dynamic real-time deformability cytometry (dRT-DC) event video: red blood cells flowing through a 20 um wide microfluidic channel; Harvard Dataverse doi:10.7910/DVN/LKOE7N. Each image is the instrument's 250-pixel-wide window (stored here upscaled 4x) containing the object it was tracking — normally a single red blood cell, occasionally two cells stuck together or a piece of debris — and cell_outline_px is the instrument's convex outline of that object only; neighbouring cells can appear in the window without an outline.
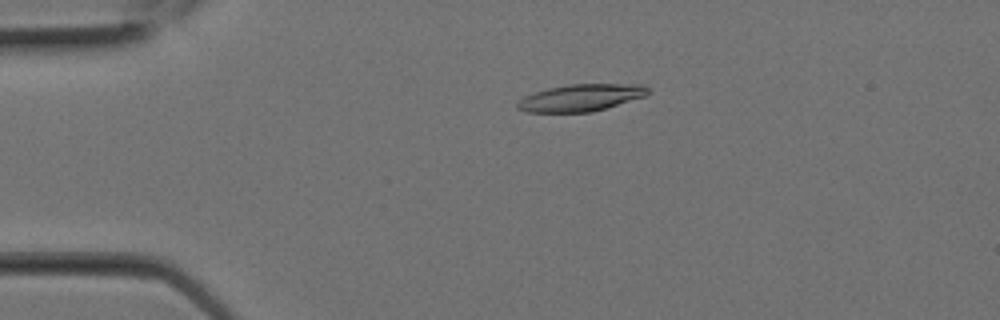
{"species": "Egyptian fruit bat (a non-hibernating species)", "species_latin": "Rousettus aegyptiacus", "temperature_condition": "room temperature", "stored_images_in_passage": 3, "camera_frame_rate_fps": 3000, "um_per_image_px": 0.085, "animal": {"sex": "female"}, "frame": {"image": 1, "passage_image": 3, "time_ms": 0.667, "image_size_px": [1000, 320], "cell_outline_px": [[648, 92], [644, 96], [592, 112], [528, 112], [516, 108], [516, 104], [524, 96], [548, 88], [572, 84], [644, 84], [648, 88]], "centroid_in_image_um": [49.36, 8.3], "position_along_channel_um": 35.6, "area_um2": 20.29}}